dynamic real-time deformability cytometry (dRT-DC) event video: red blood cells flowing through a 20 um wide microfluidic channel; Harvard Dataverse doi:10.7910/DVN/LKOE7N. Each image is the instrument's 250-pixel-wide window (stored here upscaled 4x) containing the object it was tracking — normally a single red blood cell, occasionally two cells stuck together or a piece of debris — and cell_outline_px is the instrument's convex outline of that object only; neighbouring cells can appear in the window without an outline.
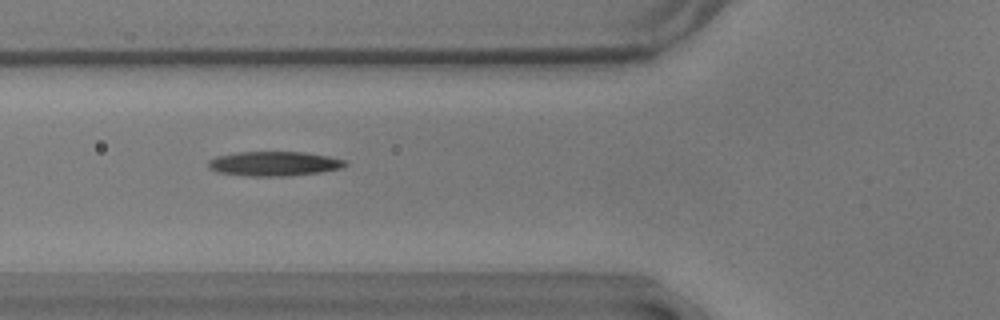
{"species": "common noctule bat (a hibernating species)", "species_latin": "Nyctalus noctula", "temperature_condition": "warm", "stored_images_in_passage": 38, "camera_frame_rate_fps": 3000, "um_per_image_px": 0.085, "animal": {"sex": "male", "body_mass_g": 17.9}, "frame": {"image": 1, "passage_image": 3, "time_ms": 0.667, "image_size_px": [1000, 320], "cell_outline_px": [[348, 164], [340, 168], [320, 172], [288, 176], [248, 176], [216, 172], [208, 168], [208, 160], [216, 156], [236, 152], [304, 152], [328, 156], [344, 160]], "centroid_in_image_um": [23.25, 13.91], "position_along_channel_um": 102.6, "area_um2": 19.59}}
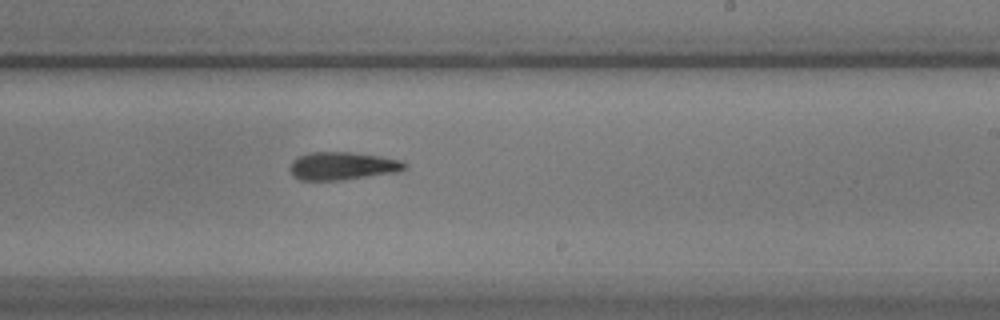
{"frame": {"image": 2, "passage_image": 16, "time_ms": 5.0, "image_size_px": [1000, 320], "cell_outline_px": [[408, 168], [400, 172], [344, 180], [300, 180], [292, 176], [288, 168], [292, 160], [308, 152], [352, 152], [380, 156], [404, 160], [408, 164]], "centroid_in_image_um": [29.15, 14.11], "position_along_channel_um": 259.8, "area_um2": 19.19}}
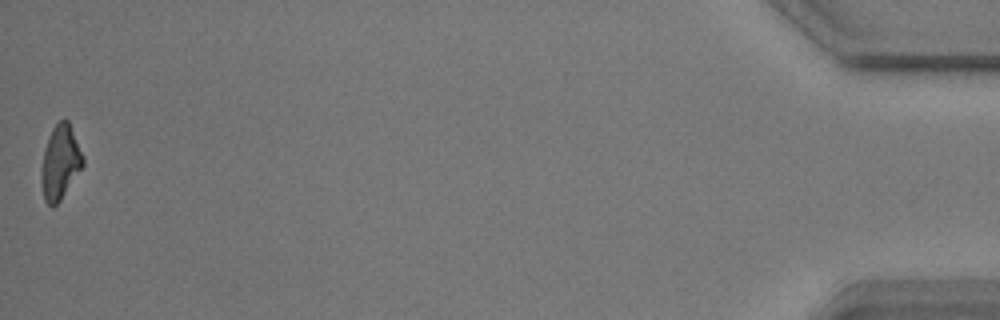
{"frame": {"image": 3, "passage_image": 38, "time_ms": 12.333, "image_size_px": [1000, 320], "cell_outline_px": [[84, 164], [60, 200], [52, 208], [44, 200], [40, 180], [40, 172], [44, 152], [52, 128], [64, 116], [68, 120], [84, 156]], "centroid_in_image_um": [5.11, 13.79], "position_along_channel_um": 430.1, "area_um2": 17.92}}